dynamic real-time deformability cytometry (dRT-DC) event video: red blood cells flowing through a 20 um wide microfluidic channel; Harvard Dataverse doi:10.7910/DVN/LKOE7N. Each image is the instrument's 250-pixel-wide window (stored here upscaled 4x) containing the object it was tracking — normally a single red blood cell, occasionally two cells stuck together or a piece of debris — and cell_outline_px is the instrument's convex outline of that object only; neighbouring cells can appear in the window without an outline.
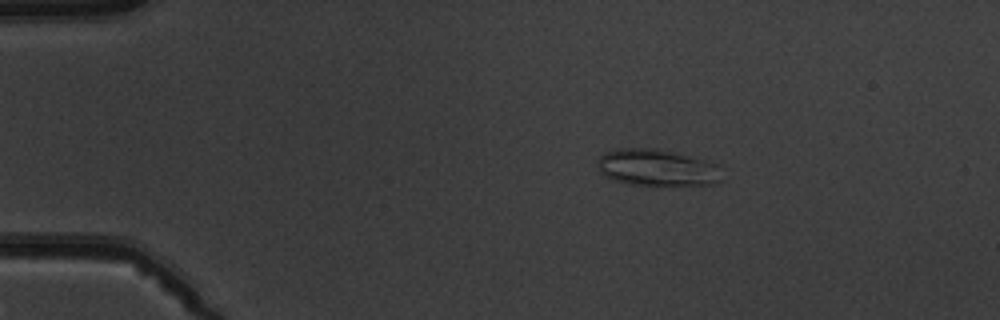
{"species": "common noctule bat (a hibernating species)", "species_latin": "Nyctalus noctula", "temperature_condition": "warm", "stored_images_in_passage": 8, "camera_frame_rate_fps": 3000, "um_per_image_px": 0.085, "animal": {"sex": "male", "body_mass_g": 19.5, "forearm_length_mm": 54.6}, "frame": {"image": 1, "passage_image": 1, "time_ms": 0.0, "image_size_px": [1000, 320], "cell_outline_px": [[724, 180], [712, 184], [656, 188], [628, 184], [612, 180], [604, 176], [600, 172], [596, 160], [604, 152], [620, 148], [656, 148], [720, 164]], "centroid_in_image_um": [55.88, 14.31], "position_along_channel_um": 29.1, "area_um2": 27.86}}
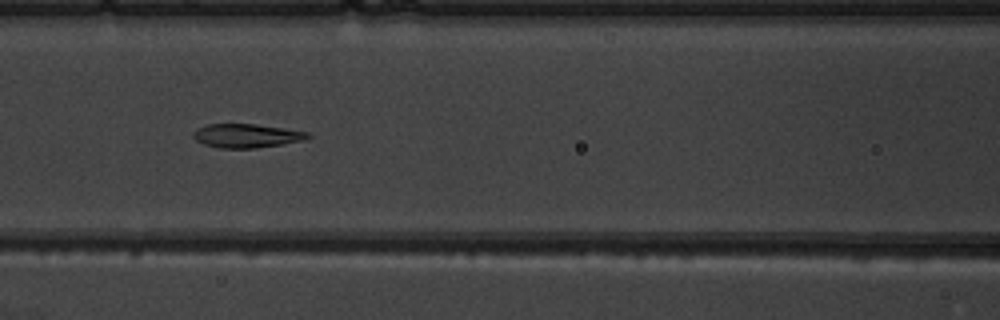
{"frame": {"image": 2, "passage_image": 5, "time_ms": 4.667, "image_size_px": [1000, 320], "cell_outline_px": [[312, 136], [304, 140], [256, 148], [220, 148], [204, 144], [196, 140], [192, 136], [192, 132], [196, 128], [208, 124], [256, 124], [312, 132]], "centroid_in_image_um": [20.97, 11.53], "position_along_channel_um": 145.6, "area_um2": 16.01}}
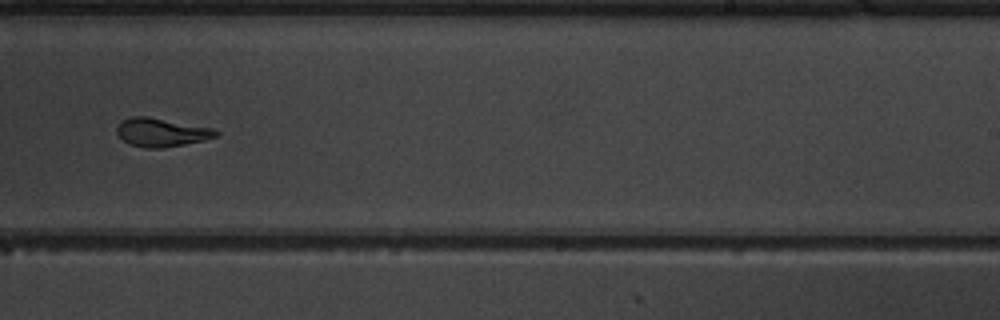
{"frame": {"image": 3, "passage_image": 8, "time_ms": 8.0, "image_size_px": [1000, 320], "cell_outline_px": [[220, 132], [216, 136], [204, 140], [164, 148], [144, 148], [132, 144], [124, 140], [116, 132], [116, 128], [120, 120], [132, 116], [148, 116], [212, 128]], "centroid_in_image_um": [13.7, 11.24], "position_along_channel_um": 275.3, "area_um2": 16.42}}